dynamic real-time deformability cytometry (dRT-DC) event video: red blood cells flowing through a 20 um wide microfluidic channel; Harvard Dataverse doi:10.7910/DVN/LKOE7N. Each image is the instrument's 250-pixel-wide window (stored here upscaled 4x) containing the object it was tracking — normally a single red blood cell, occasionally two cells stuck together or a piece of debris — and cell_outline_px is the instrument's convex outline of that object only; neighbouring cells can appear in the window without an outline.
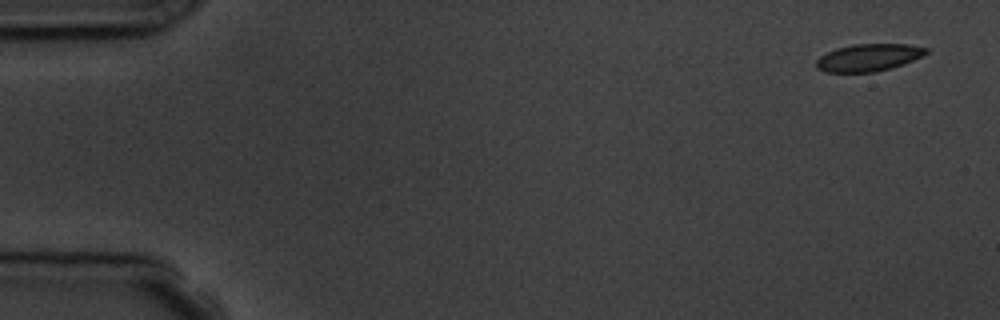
{"species": "common noctule bat (a hibernating species)", "species_latin": "Nyctalus noctula", "temperature_condition": "room temperature", "stored_images_in_passage": 4, "camera_frame_rate_fps": 3000, "um_per_image_px": 0.085, "animal": {"sex": "male", "body_mass_g": 19.5, "forearm_length_mm": 54.6}, "frame": {"image": 1, "passage_image": 1, "time_ms": 0.0, "image_size_px": [1000, 320], "cell_outline_px": [[928, 52], [912, 60], [892, 68], [876, 72], [824, 72], [816, 68], [816, 60], [820, 56], [836, 48], [852, 44], [908, 44], [928, 48]], "centroid_in_image_um": [73.79, 4.89], "position_along_channel_um": 11.2, "area_um2": 17.46}}